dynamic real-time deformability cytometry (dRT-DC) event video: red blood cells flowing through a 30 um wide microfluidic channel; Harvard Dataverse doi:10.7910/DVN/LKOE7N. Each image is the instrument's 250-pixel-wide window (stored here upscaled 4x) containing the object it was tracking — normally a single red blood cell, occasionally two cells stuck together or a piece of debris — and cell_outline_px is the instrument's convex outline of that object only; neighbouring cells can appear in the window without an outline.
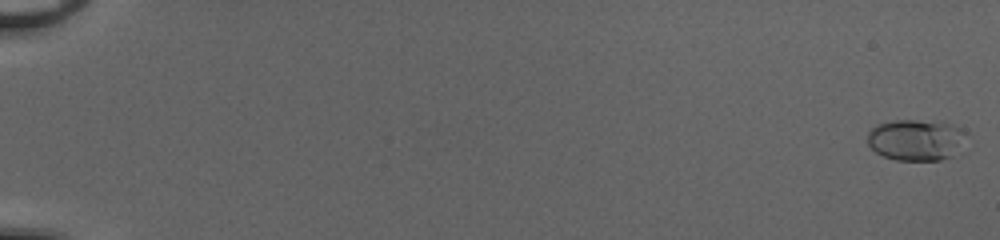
{"species": "common noctule bat (a hibernating species)", "species_latin": "Nyctalus noctula", "temperature_condition": "cold", "stored_images_in_passage": 53, "camera_frame_rate_fps": 3000, "um_per_image_px": 0.085, "animal": {"sex": "female", "body_mass_g": 20.0, "forearm_length_mm": 54.0}, "frame": {"image": 1, "passage_image": 1, "time_ms": 0.0, "image_size_px": [1000, 240], "cell_outline_px": [[964, 132], [956, 152], [952, 156], [940, 160], [896, 160], [884, 156], [876, 152], [868, 144], [868, 132], [876, 124], [896, 120], [940, 120], [952, 124], [960, 128]], "centroid_in_image_um": [77.81, 11.87], "position_along_channel_um": 7.2, "area_um2": 23.58}}
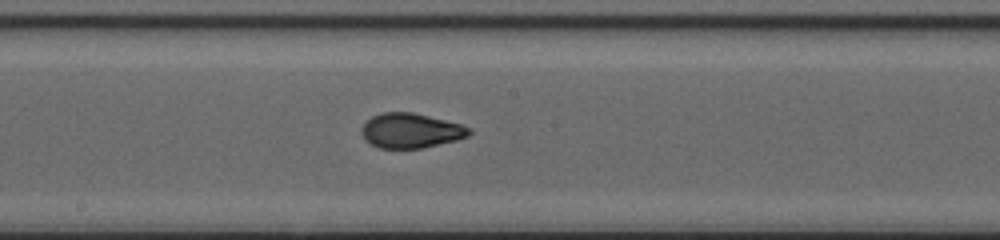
{"frame": {"image": 2, "passage_image": 31, "time_ms": 10.0, "image_size_px": [1000, 240], "cell_outline_px": [[472, 132], [468, 136], [456, 140], [424, 148], [376, 148], [364, 140], [360, 132], [360, 128], [364, 120], [380, 112], [412, 112], [460, 124], [472, 128]], "centroid_in_image_um": [34.85, 11.11], "position_along_channel_um": 213.3, "area_um2": 22.14}}
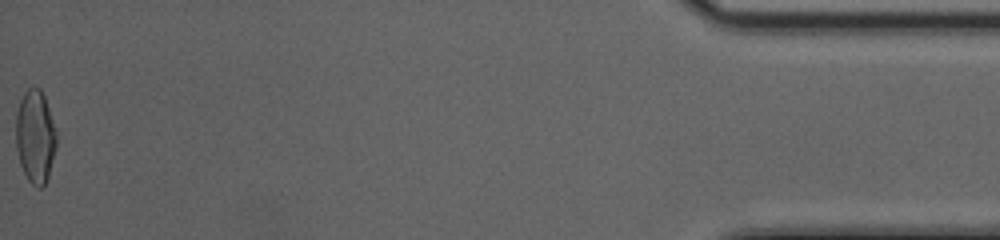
{"frame": {"image": 3, "passage_image": 53, "time_ms": 17.333, "image_size_px": [1000, 240], "cell_outline_px": [[56, 148], [48, 176], [44, 184], [40, 188], [36, 188], [28, 180], [20, 164], [16, 148], [16, 112], [20, 100], [24, 92], [28, 88], [40, 88], [44, 96], [56, 128]], "centroid_in_image_um": [2.99, 11.61], "position_along_channel_um": 432.2, "area_um2": 22.02}, "authors_computed_cell_mechanics": {"area_um2": 21.6172, "velocity_mm_per_s": 4.1353, "shape_relaxation_time_tau1_ms": 6.9639, "shape_relaxation_time_tau2_ms": 0.7568, "deformation_change_tau1": 0.2151, "deformation_change_tau2": 0.0597}}